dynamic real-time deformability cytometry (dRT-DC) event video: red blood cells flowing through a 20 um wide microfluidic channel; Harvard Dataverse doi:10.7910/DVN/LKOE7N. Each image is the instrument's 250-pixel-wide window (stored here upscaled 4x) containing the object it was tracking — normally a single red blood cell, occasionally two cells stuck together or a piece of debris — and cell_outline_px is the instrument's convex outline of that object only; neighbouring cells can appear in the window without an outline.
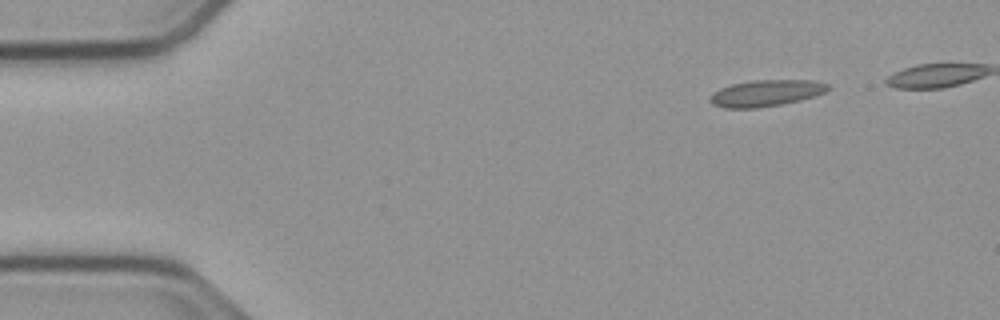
{"species": "common noctule bat (a hibernating species)", "species_latin": "Nyctalus noctula", "temperature_condition": "cold", "stored_images_in_passage": 42, "camera_frame_rate_fps": 3000, "um_per_image_px": 0.085, "animal": {"sex": "male", "body_mass_g": 23.1, "forearm_length_mm": 52.7}, "frame": {"image": 1, "passage_image": 1, "time_ms": 0.0, "image_size_px": [1000, 320], "cell_outline_px": [[832, 88], [828, 92], [816, 96], [800, 100], [780, 104], [756, 108], [724, 108], [712, 104], [708, 100], [708, 96], [712, 92], [720, 88], [732, 84], [752, 80], [816, 80], [828, 84]], "centroid_in_image_um": [65.13, 7.91], "position_along_channel_um": 19.9, "area_um2": 18.5}}
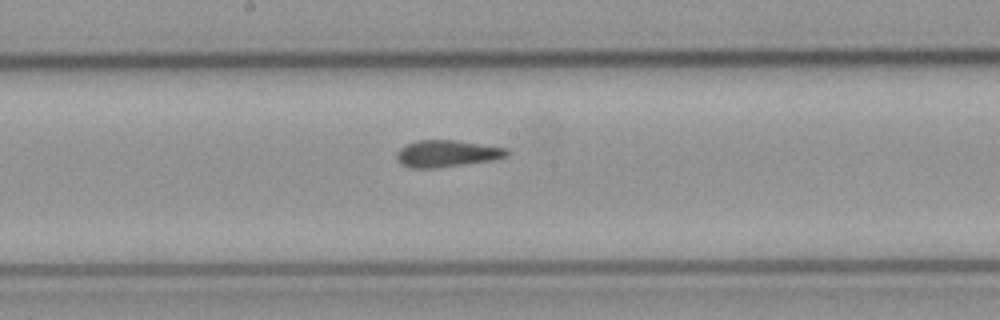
{"frame": {"image": 2, "passage_image": 23, "time_ms": 7.333, "image_size_px": [1000, 320], "cell_outline_px": [[508, 156], [492, 160], [432, 168], [412, 168], [400, 164], [396, 160], [396, 152], [400, 148], [416, 140], [456, 140], [508, 148]], "centroid_in_image_um": [37.95, 13.04], "position_along_channel_um": 210.2, "area_um2": 17.17}}
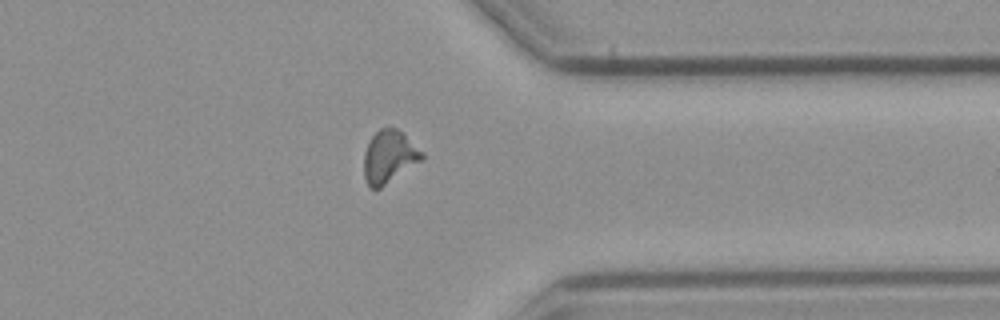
{"frame": {"image": 3, "passage_image": 37, "time_ms": 12.0, "image_size_px": [1000, 320], "cell_outline_px": [[424, 156], [420, 160], [380, 188], [368, 188], [364, 176], [364, 152], [372, 136], [380, 128], [396, 128], [424, 152]], "centroid_in_image_um": [33.04, 13.32], "position_along_channel_um": 378.4, "area_um2": 17.34}}